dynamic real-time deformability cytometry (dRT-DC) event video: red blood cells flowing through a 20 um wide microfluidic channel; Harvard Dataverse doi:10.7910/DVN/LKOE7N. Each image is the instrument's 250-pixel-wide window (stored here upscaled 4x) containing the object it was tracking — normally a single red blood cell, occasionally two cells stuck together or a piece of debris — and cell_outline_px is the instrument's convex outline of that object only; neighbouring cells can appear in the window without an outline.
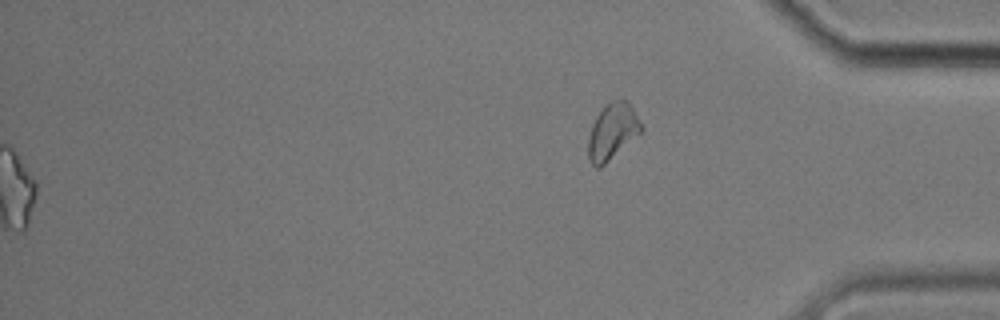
{"species": "common noctule bat (a hibernating species)", "species_latin": "Nyctalus noctula", "temperature_condition": "cold", "stored_images_in_passage": 45, "camera_frame_rate_fps": 3000, "um_per_image_px": 0.085, "animal": {"sex": "male", "body_mass_g": 17.9}, "frame": {"image": 1, "passage_image": 45, "time_ms": 14.667, "image_size_px": [1000, 320], "cell_outline_px": [[644, 128], [640, 132], [600, 168], [596, 168], [592, 164], [588, 156], [588, 136], [592, 124], [596, 116], [612, 100], [628, 100]], "centroid_in_image_um": [52.04, 11.17], "position_along_channel_um": 383.2, "area_um2": 16.94}, "authors_computed_cell_mechanics": {"area_um2": 17.629, "velocity_mm_per_s": 3.3833, "shape_relaxation_time_tau1_ms": 6.6799, "shape_relaxation_time_tau2_ms": 5.6386, "deformation_change_tau1": 0.1545, "deformation_change_tau2": 0.1364}}